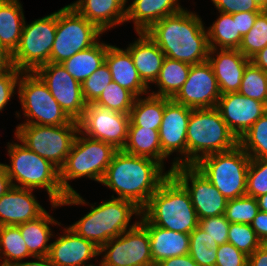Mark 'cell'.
Masks as SVG:
<instances>
[{
	"instance_id": "31",
	"label": "cell",
	"mask_w": 267,
	"mask_h": 266,
	"mask_svg": "<svg viewBox=\"0 0 267 266\" xmlns=\"http://www.w3.org/2000/svg\"><path fill=\"white\" fill-rule=\"evenodd\" d=\"M122 150L131 155L153 159L162 165L159 130L135 126L130 121L127 142Z\"/></svg>"
},
{
	"instance_id": "37",
	"label": "cell",
	"mask_w": 267,
	"mask_h": 266,
	"mask_svg": "<svg viewBox=\"0 0 267 266\" xmlns=\"http://www.w3.org/2000/svg\"><path fill=\"white\" fill-rule=\"evenodd\" d=\"M238 92L267 105V73L250 61L244 70Z\"/></svg>"
},
{
	"instance_id": "6",
	"label": "cell",
	"mask_w": 267,
	"mask_h": 266,
	"mask_svg": "<svg viewBox=\"0 0 267 266\" xmlns=\"http://www.w3.org/2000/svg\"><path fill=\"white\" fill-rule=\"evenodd\" d=\"M69 228L77 235L92 241L98 248L124 231L132 229L139 221L130 225L133 214L140 217L142 212L132 201L112 198L103 201ZM130 225V226H129Z\"/></svg>"
},
{
	"instance_id": "10",
	"label": "cell",
	"mask_w": 267,
	"mask_h": 266,
	"mask_svg": "<svg viewBox=\"0 0 267 266\" xmlns=\"http://www.w3.org/2000/svg\"><path fill=\"white\" fill-rule=\"evenodd\" d=\"M103 32L72 6L57 10V27L50 54V63H62L75 53L98 42Z\"/></svg>"
},
{
	"instance_id": "16",
	"label": "cell",
	"mask_w": 267,
	"mask_h": 266,
	"mask_svg": "<svg viewBox=\"0 0 267 266\" xmlns=\"http://www.w3.org/2000/svg\"><path fill=\"white\" fill-rule=\"evenodd\" d=\"M191 111V108L165 97V109L159 128L162 166L164 167V160L174 152L181 155V158L179 156L174 158L169 170L170 174L176 166L187 165L186 133Z\"/></svg>"
},
{
	"instance_id": "44",
	"label": "cell",
	"mask_w": 267,
	"mask_h": 266,
	"mask_svg": "<svg viewBox=\"0 0 267 266\" xmlns=\"http://www.w3.org/2000/svg\"><path fill=\"white\" fill-rule=\"evenodd\" d=\"M267 194V158H251L247 173L246 195L257 198Z\"/></svg>"
},
{
	"instance_id": "17",
	"label": "cell",
	"mask_w": 267,
	"mask_h": 266,
	"mask_svg": "<svg viewBox=\"0 0 267 266\" xmlns=\"http://www.w3.org/2000/svg\"><path fill=\"white\" fill-rule=\"evenodd\" d=\"M35 73L47 85L66 115L78 122L87 106L83 98L81 83L76 81L61 63H46Z\"/></svg>"
},
{
	"instance_id": "43",
	"label": "cell",
	"mask_w": 267,
	"mask_h": 266,
	"mask_svg": "<svg viewBox=\"0 0 267 266\" xmlns=\"http://www.w3.org/2000/svg\"><path fill=\"white\" fill-rule=\"evenodd\" d=\"M112 82V75L106 62L93 72L82 84V94L86 104L94 103L102 91Z\"/></svg>"
},
{
	"instance_id": "8",
	"label": "cell",
	"mask_w": 267,
	"mask_h": 266,
	"mask_svg": "<svg viewBox=\"0 0 267 266\" xmlns=\"http://www.w3.org/2000/svg\"><path fill=\"white\" fill-rule=\"evenodd\" d=\"M250 159L237 145L232 150L205 156L194 166L229 200L246 195Z\"/></svg>"
},
{
	"instance_id": "30",
	"label": "cell",
	"mask_w": 267,
	"mask_h": 266,
	"mask_svg": "<svg viewBox=\"0 0 267 266\" xmlns=\"http://www.w3.org/2000/svg\"><path fill=\"white\" fill-rule=\"evenodd\" d=\"M107 49L108 44L98 41L88 49L75 53L61 64L76 81L82 84L105 62Z\"/></svg>"
},
{
	"instance_id": "48",
	"label": "cell",
	"mask_w": 267,
	"mask_h": 266,
	"mask_svg": "<svg viewBox=\"0 0 267 266\" xmlns=\"http://www.w3.org/2000/svg\"><path fill=\"white\" fill-rule=\"evenodd\" d=\"M22 72L14 67L11 71L0 74V111L10 101L15 94L16 86H18L20 74Z\"/></svg>"
},
{
	"instance_id": "32",
	"label": "cell",
	"mask_w": 267,
	"mask_h": 266,
	"mask_svg": "<svg viewBox=\"0 0 267 266\" xmlns=\"http://www.w3.org/2000/svg\"><path fill=\"white\" fill-rule=\"evenodd\" d=\"M191 64L165 57L161 70L154 84L158 86L157 92L151 95L172 99L188 78Z\"/></svg>"
},
{
	"instance_id": "24",
	"label": "cell",
	"mask_w": 267,
	"mask_h": 266,
	"mask_svg": "<svg viewBox=\"0 0 267 266\" xmlns=\"http://www.w3.org/2000/svg\"><path fill=\"white\" fill-rule=\"evenodd\" d=\"M127 0H77L70 4L103 33L126 20Z\"/></svg>"
},
{
	"instance_id": "28",
	"label": "cell",
	"mask_w": 267,
	"mask_h": 266,
	"mask_svg": "<svg viewBox=\"0 0 267 266\" xmlns=\"http://www.w3.org/2000/svg\"><path fill=\"white\" fill-rule=\"evenodd\" d=\"M49 224L61 226V223L45 211L38 218L17 225L33 258L49 255L51 243L48 242L54 236Z\"/></svg>"
},
{
	"instance_id": "21",
	"label": "cell",
	"mask_w": 267,
	"mask_h": 266,
	"mask_svg": "<svg viewBox=\"0 0 267 266\" xmlns=\"http://www.w3.org/2000/svg\"><path fill=\"white\" fill-rule=\"evenodd\" d=\"M250 61L238 49H209L208 62L213 68L221 95L239 91L244 70Z\"/></svg>"
},
{
	"instance_id": "45",
	"label": "cell",
	"mask_w": 267,
	"mask_h": 266,
	"mask_svg": "<svg viewBox=\"0 0 267 266\" xmlns=\"http://www.w3.org/2000/svg\"><path fill=\"white\" fill-rule=\"evenodd\" d=\"M217 248L208 249L203 241V230L197 226L190 233L189 255L199 266H215Z\"/></svg>"
},
{
	"instance_id": "58",
	"label": "cell",
	"mask_w": 267,
	"mask_h": 266,
	"mask_svg": "<svg viewBox=\"0 0 267 266\" xmlns=\"http://www.w3.org/2000/svg\"><path fill=\"white\" fill-rule=\"evenodd\" d=\"M84 266H97V265H95V264H87V265H84ZM99 266H105L104 263L101 260H100Z\"/></svg>"
},
{
	"instance_id": "52",
	"label": "cell",
	"mask_w": 267,
	"mask_h": 266,
	"mask_svg": "<svg viewBox=\"0 0 267 266\" xmlns=\"http://www.w3.org/2000/svg\"><path fill=\"white\" fill-rule=\"evenodd\" d=\"M155 266H199L189 254L165 259Z\"/></svg>"
},
{
	"instance_id": "47",
	"label": "cell",
	"mask_w": 267,
	"mask_h": 266,
	"mask_svg": "<svg viewBox=\"0 0 267 266\" xmlns=\"http://www.w3.org/2000/svg\"><path fill=\"white\" fill-rule=\"evenodd\" d=\"M216 253L215 266H248V255L230 243L219 245Z\"/></svg>"
},
{
	"instance_id": "5",
	"label": "cell",
	"mask_w": 267,
	"mask_h": 266,
	"mask_svg": "<svg viewBox=\"0 0 267 266\" xmlns=\"http://www.w3.org/2000/svg\"><path fill=\"white\" fill-rule=\"evenodd\" d=\"M7 150L11 161L10 165L2 164L6 168L11 185L32 190L45 188L51 206L59 207L67 197L61 188L60 170L24 144L8 142Z\"/></svg>"
},
{
	"instance_id": "53",
	"label": "cell",
	"mask_w": 267,
	"mask_h": 266,
	"mask_svg": "<svg viewBox=\"0 0 267 266\" xmlns=\"http://www.w3.org/2000/svg\"><path fill=\"white\" fill-rule=\"evenodd\" d=\"M14 68L12 53L0 44V74Z\"/></svg>"
},
{
	"instance_id": "57",
	"label": "cell",
	"mask_w": 267,
	"mask_h": 266,
	"mask_svg": "<svg viewBox=\"0 0 267 266\" xmlns=\"http://www.w3.org/2000/svg\"><path fill=\"white\" fill-rule=\"evenodd\" d=\"M258 207L260 211L267 212V194L257 197Z\"/></svg>"
},
{
	"instance_id": "14",
	"label": "cell",
	"mask_w": 267,
	"mask_h": 266,
	"mask_svg": "<svg viewBox=\"0 0 267 266\" xmlns=\"http://www.w3.org/2000/svg\"><path fill=\"white\" fill-rule=\"evenodd\" d=\"M130 114L111 111L90 103L78 121L79 131L87 137L111 144L122 150L128 138Z\"/></svg>"
},
{
	"instance_id": "22",
	"label": "cell",
	"mask_w": 267,
	"mask_h": 266,
	"mask_svg": "<svg viewBox=\"0 0 267 266\" xmlns=\"http://www.w3.org/2000/svg\"><path fill=\"white\" fill-rule=\"evenodd\" d=\"M32 189L12 186L0 198V226H17L41 216L46 210Z\"/></svg>"
},
{
	"instance_id": "12",
	"label": "cell",
	"mask_w": 267,
	"mask_h": 266,
	"mask_svg": "<svg viewBox=\"0 0 267 266\" xmlns=\"http://www.w3.org/2000/svg\"><path fill=\"white\" fill-rule=\"evenodd\" d=\"M19 45L12 54L14 67L21 72H35L50 62L57 27V11L26 24Z\"/></svg>"
},
{
	"instance_id": "26",
	"label": "cell",
	"mask_w": 267,
	"mask_h": 266,
	"mask_svg": "<svg viewBox=\"0 0 267 266\" xmlns=\"http://www.w3.org/2000/svg\"><path fill=\"white\" fill-rule=\"evenodd\" d=\"M139 38L126 48L142 81L149 87L157 79L165 54L146 32H137Z\"/></svg>"
},
{
	"instance_id": "19",
	"label": "cell",
	"mask_w": 267,
	"mask_h": 266,
	"mask_svg": "<svg viewBox=\"0 0 267 266\" xmlns=\"http://www.w3.org/2000/svg\"><path fill=\"white\" fill-rule=\"evenodd\" d=\"M229 130L239 140L267 112V105L239 92L222 94L216 105Z\"/></svg>"
},
{
	"instance_id": "9",
	"label": "cell",
	"mask_w": 267,
	"mask_h": 266,
	"mask_svg": "<svg viewBox=\"0 0 267 266\" xmlns=\"http://www.w3.org/2000/svg\"><path fill=\"white\" fill-rule=\"evenodd\" d=\"M78 131L79 124L74 120L57 126L20 123L16 127L15 138L60 170L65 164Z\"/></svg>"
},
{
	"instance_id": "4",
	"label": "cell",
	"mask_w": 267,
	"mask_h": 266,
	"mask_svg": "<svg viewBox=\"0 0 267 266\" xmlns=\"http://www.w3.org/2000/svg\"><path fill=\"white\" fill-rule=\"evenodd\" d=\"M153 225L190 234L199 224L196 210L185 187L170 174L141 210Z\"/></svg>"
},
{
	"instance_id": "35",
	"label": "cell",
	"mask_w": 267,
	"mask_h": 266,
	"mask_svg": "<svg viewBox=\"0 0 267 266\" xmlns=\"http://www.w3.org/2000/svg\"><path fill=\"white\" fill-rule=\"evenodd\" d=\"M3 256V257H2ZM33 257L18 226H0V266H15L24 258Z\"/></svg>"
},
{
	"instance_id": "7",
	"label": "cell",
	"mask_w": 267,
	"mask_h": 266,
	"mask_svg": "<svg viewBox=\"0 0 267 266\" xmlns=\"http://www.w3.org/2000/svg\"><path fill=\"white\" fill-rule=\"evenodd\" d=\"M187 165L201 158L234 149L238 139L216 107L192 109L187 126Z\"/></svg>"
},
{
	"instance_id": "38",
	"label": "cell",
	"mask_w": 267,
	"mask_h": 266,
	"mask_svg": "<svg viewBox=\"0 0 267 266\" xmlns=\"http://www.w3.org/2000/svg\"><path fill=\"white\" fill-rule=\"evenodd\" d=\"M135 99L136 96L131 91L112 81L102 91L94 104L108 108L111 111L130 114Z\"/></svg>"
},
{
	"instance_id": "46",
	"label": "cell",
	"mask_w": 267,
	"mask_h": 266,
	"mask_svg": "<svg viewBox=\"0 0 267 266\" xmlns=\"http://www.w3.org/2000/svg\"><path fill=\"white\" fill-rule=\"evenodd\" d=\"M219 12L234 14L238 12H261L267 7L263 0H211Z\"/></svg>"
},
{
	"instance_id": "11",
	"label": "cell",
	"mask_w": 267,
	"mask_h": 266,
	"mask_svg": "<svg viewBox=\"0 0 267 266\" xmlns=\"http://www.w3.org/2000/svg\"><path fill=\"white\" fill-rule=\"evenodd\" d=\"M17 89L23 115L27 118L22 124L57 126L71 121L35 72H22Z\"/></svg>"
},
{
	"instance_id": "1",
	"label": "cell",
	"mask_w": 267,
	"mask_h": 266,
	"mask_svg": "<svg viewBox=\"0 0 267 266\" xmlns=\"http://www.w3.org/2000/svg\"><path fill=\"white\" fill-rule=\"evenodd\" d=\"M169 175L170 171L164 172V167L158 161L118 150L101 184L118 195H112L111 198L132 201L142 210Z\"/></svg>"
},
{
	"instance_id": "50",
	"label": "cell",
	"mask_w": 267,
	"mask_h": 266,
	"mask_svg": "<svg viewBox=\"0 0 267 266\" xmlns=\"http://www.w3.org/2000/svg\"><path fill=\"white\" fill-rule=\"evenodd\" d=\"M250 225L262 244H267V212L259 210Z\"/></svg>"
},
{
	"instance_id": "13",
	"label": "cell",
	"mask_w": 267,
	"mask_h": 266,
	"mask_svg": "<svg viewBox=\"0 0 267 266\" xmlns=\"http://www.w3.org/2000/svg\"><path fill=\"white\" fill-rule=\"evenodd\" d=\"M105 266H155L147 229L138 222L132 229L99 248Z\"/></svg>"
},
{
	"instance_id": "3",
	"label": "cell",
	"mask_w": 267,
	"mask_h": 266,
	"mask_svg": "<svg viewBox=\"0 0 267 266\" xmlns=\"http://www.w3.org/2000/svg\"><path fill=\"white\" fill-rule=\"evenodd\" d=\"M117 151L111 144L92 139L78 131L65 164L60 169L61 188L67 194V197L60 203V207L88 205L68 181L86 177L101 183Z\"/></svg>"
},
{
	"instance_id": "33",
	"label": "cell",
	"mask_w": 267,
	"mask_h": 266,
	"mask_svg": "<svg viewBox=\"0 0 267 266\" xmlns=\"http://www.w3.org/2000/svg\"><path fill=\"white\" fill-rule=\"evenodd\" d=\"M165 109V97L149 94L144 99L136 97L130 111V121L143 128L159 130Z\"/></svg>"
},
{
	"instance_id": "25",
	"label": "cell",
	"mask_w": 267,
	"mask_h": 266,
	"mask_svg": "<svg viewBox=\"0 0 267 266\" xmlns=\"http://www.w3.org/2000/svg\"><path fill=\"white\" fill-rule=\"evenodd\" d=\"M105 62L110 69L112 81L119 86L128 89L136 97L149 94L148 87L140 78L133 63L130 52L127 49L108 44ZM148 92V93H147Z\"/></svg>"
},
{
	"instance_id": "49",
	"label": "cell",
	"mask_w": 267,
	"mask_h": 266,
	"mask_svg": "<svg viewBox=\"0 0 267 266\" xmlns=\"http://www.w3.org/2000/svg\"><path fill=\"white\" fill-rule=\"evenodd\" d=\"M260 12H238L233 14V19H236L237 32L244 37L249 30L254 26L255 19Z\"/></svg>"
},
{
	"instance_id": "36",
	"label": "cell",
	"mask_w": 267,
	"mask_h": 266,
	"mask_svg": "<svg viewBox=\"0 0 267 266\" xmlns=\"http://www.w3.org/2000/svg\"><path fill=\"white\" fill-rule=\"evenodd\" d=\"M238 145L250 158H267V112L240 137Z\"/></svg>"
},
{
	"instance_id": "23",
	"label": "cell",
	"mask_w": 267,
	"mask_h": 266,
	"mask_svg": "<svg viewBox=\"0 0 267 266\" xmlns=\"http://www.w3.org/2000/svg\"><path fill=\"white\" fill-rule=\"evenodd\" d=\"M139 222L147 229L153 263L189 253L190 234L175 232L151 224L142 214Z\"/></svg>"
},
{
	"instance_id": "34",
	"label": "cell",
	"mask_w": 267,
	"mask_h": 266,
	"mask_svg": "<svg viewBox=\"0 0 267 266\" xmlns=\"http://www.w3.org/2000/svg\"><path fill=\"white\" fill-rule=\"evenodd\" d=\"M219 13L218 19L207 29L209 48L238 49L243 37L237 32L236 19L233 14Z\"/></svg>"
},
{
	"instance_id": "15",
	"label": "cell",
	"mask_w": 267,
	"mask_h": 266,
	"mask_svg": "<svg viewBox=\"0 0 267 266\" xmlns=\"http://www.w3.org/2000/svg\"><path fill=\"white\" fill-rule=\"evenodd\" d=\"M171 174L188 191L199 220L224 214L228 200L194 165H178Z\"/></svg>"
},
{
	"instance_id": "51",
	"label": "cell",
	"mask_w": 267,
	"mask_h": 266,
	"mask_svg": "<svg viewBox=\"0 0 267 266\" xmlns=\"http://www.w3.org/2000/svg\"><path fill=\"white\" fill-rule=\"evenodd\" d=\"M248 266H267V244H262L248 256Z\"/></svg>"
},
{
	"instance_id": "54",
	"label": "cell",
	"mask_w": 267,
	"mask_h": 266,
	"mask_svg": "<svg viewBox=\"0 0 267 266\" xmlns=\"http://www.w3.org/2000/svg\"><path fill=\"white\" fill-rule=\"evenodd\" d=\"M12 187L6 168L0 163V198Z\"/></svg>"
},
{
	"instance_id": "18",
	"label": "cell",
	"mask_w": 267,
	"mask_h": 266,
	"mask_svg": "<svg viewBox=\"0 0 267 266\" xmlns=\"http://www.w3.org/2000/svg\"><path fill=\"white\" fill-rule=\"evenodd\" d=\"M221 96L213 68L208 61L191 65L186 82L172 98L191 109L213 108Z\"/></svg>"
},
{
	"instance_id": "2",
	"label": "cell",
	"mask_w": 267,
	"mask_h": 266,
	"mask_svg": "<svg viewBox=\"0 0 267 266\" xmlns=\"http://www.w3.org/2000/svg\"><path fill=\"white\" fill-rule=\"evenodd\" d=\"M146 33L167 58L191 65L208 61L207 30L194 12L183 8L154 23Z\"/></svg>"
},
{
	"instance_id": "42",
	"label": "cell",
	"mask_w": 267,
	"mask_h": 266,
	"mask_svg": "<svg viewBox=\"0 0 267 266\" xmlns=\"http://www.w3.org/2000/svg\"><path fill=\"white\" fill-rule=\"evenodd\" d=\"M228 243L248 256L262 245L251 225L241 223H230Z\"/></svg>"
},
{
	"instance_id": "39",
	"label": "cell",
	"mask_w": 267,
	"mask_h": 266,
	"mask_svg": "<svg viewBox=\"0 0 267 266\" xmlns=\"http://www.w3.org/2000/svg\"><path fill=\"white\" fill-rule=\"evenodd\" d=\"M267 46V7L264 8L255 19L254 26L242 38L238 50L251 59L260 50Z\"/></svg>"
},
{
	"instance_id": "29",
	"label": "cell",
	"mask_w": 267,
	"mask_h": 266,
	"mask_svg": "<svg viewBox=\"0 0 267 266\" xmlns=\"http://www.w3.org/2000/svg\"><path fill=\"white\" fill-rule=\"evenodd\" d=\"M19 0H0V44L12 54L17 49L25 21Z\"/></svg>"
},
{
	"instance_id": "41",
	"label": "cell",
	"mask_w": 267,
	"mask_h": 266,
	"mask_svg": "<svg viewBox=\"0 0 267 266\" xmlns=\"http://www.w3.org/2000/svg\"><path fill=\"white\" fill-rule=\"evenodd\" d=\"M198 226L203 230V241L208 249L218 248L228 243L230 222L223 215L207 217L199 220Z\"/></svg>"
},
{
	"instance_id": "56",
	"label": "cell",
	"mask_w": 267,
	"mask_h": 266,
	"mask_svg": "<svg viewBox=\"0 0 267 266\" xmlns=\"http://www.w3.org/2000/svg\"><path fill=\"white\" fill-rule=\"evenodd\" d=\"M34 258L38 261L19 262L15 266H55L48 256H38Z\"/></svg>"
},
{
	"instance_id": "55",
	"label": "cell",
	"mask_w": 267,
	"mask_h": 266,
	"mask_svg": "<svg viewBox=\"0 0 267 266\" xmlns=\"http://www.w3.org/2000/svg\"><path fill=\"white\" fill-rule=\"evenodd\" d=\"M251 62L267 73V46L260 50L254 57H252Z\"/></svg>"
},
{
	"instance_id": "20",
	"label": "cell",
	"mask_w": 267,
	"mask_h": 266,
	"mask_svg": "<svg viewBox=\"0 0 267 266\" xmlns=\"http://www.w3.org/2000/svg\"><path fill=\"white\" fill-rule=\"evenodd\" d=\"M51 243L49 259L55 266H84L99 256V248L90 240L77 235L69 227Z\"/></svg>"
},
{
	"instance_id": "40",
	"label": "cell",
	"mask_w": 267,
	"mask_h": 266,
	"mask_svg": "<svg viewBox=\"0 0 267 266\" xmlns=\"http://www.w3.org/2000/svg\"><path fill=\"white\" fill-rule=\"evenodd\" d=\"M258 211L257 198L244 195L227 201L224 216L230 223L251 224Z\"/></svg>"
},
{
	"instance_id": "27",
	"label": "cell",
	"mask_w": 267,
	"mask_h": 266,
	"mask_svg": "<svg viewBox=\"0 0 267 266\" xmlns=\"http://www.w3.org/2000/svg\"><path fill=\"white\" fill-rule=\"evenodd\" d=\"M126 7V20L133 21L137 32H146L154 23L180 12L179 0H132ZM178 2V3H177Z\"/></svg>"
}]
</instances>
